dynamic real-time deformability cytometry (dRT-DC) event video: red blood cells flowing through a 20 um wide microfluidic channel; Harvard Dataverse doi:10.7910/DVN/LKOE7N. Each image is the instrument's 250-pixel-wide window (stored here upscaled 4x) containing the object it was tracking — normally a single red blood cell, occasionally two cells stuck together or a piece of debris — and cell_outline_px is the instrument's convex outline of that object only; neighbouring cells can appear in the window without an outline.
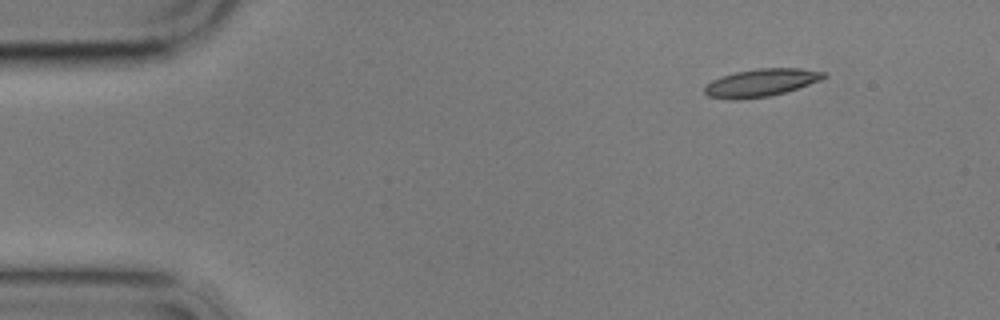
{"species": "common noctule bat (a hibernating species)", "species_latin": "Nyctalus noctula", "temperature_condition": "cold", "stored_images_in_passage": 2, "camera_frame_rate_fps": 3000, "um_per_image_px": 0.085, "animal": {"sex": "male", "body_mass_g": 17.9}, "frame": {"image": 1, "passage_image": 2, "time_ms": 2.0, "image_size_px": [1000, 320], "cell_outline_px": [[828, 76], [820, 80], [784, 92], [768, 96], [736, 100], [732, 100], [708, 96], [704, 92], [704, 88], [712, 80], [720, 76], [736, 72], [756, 68], [800, 68], [828, 72]], "centroid_in_image_um": [64.69, 7.02], "position_along_channel_um": 20.3, "area_um2": 19.19}}